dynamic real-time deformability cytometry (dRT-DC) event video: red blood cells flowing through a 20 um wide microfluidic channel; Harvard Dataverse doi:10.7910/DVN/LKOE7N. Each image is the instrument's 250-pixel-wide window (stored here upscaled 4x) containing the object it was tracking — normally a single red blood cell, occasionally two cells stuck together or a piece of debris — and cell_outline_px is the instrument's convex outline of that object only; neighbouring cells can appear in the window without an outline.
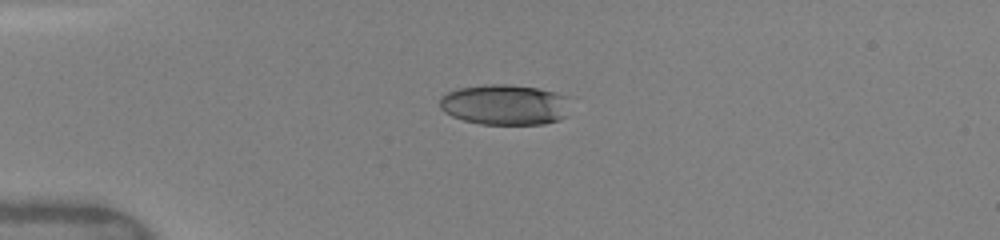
{"species": "human", "species_latin": "Homo sapiens", "temperature_condition": "warm", "stored_images_in_passage": 10, "camera_frame_rate_fps": 3000, "um_per_image_px": 0.085, "donor": {"sex": "female"}, "frame": {"image": 1, "passage_image": 4, "time_ms": 3.333, "image_size_px": [1000, 240], "cell_outline_px": [[568, 96], [564, 116], [560, 120], [544, 124], [480, 124], [464, 120], [452, 116], [444, 112], [440, 108], [440, 96], [448, 92], [460, 88], [484, 84], [512, 84], [540, 88], [556, 92]], "centroid_in_image_um": [42.89, 8.89], "position_along_channel_um": 42.1, "area_um2": 30.92}}
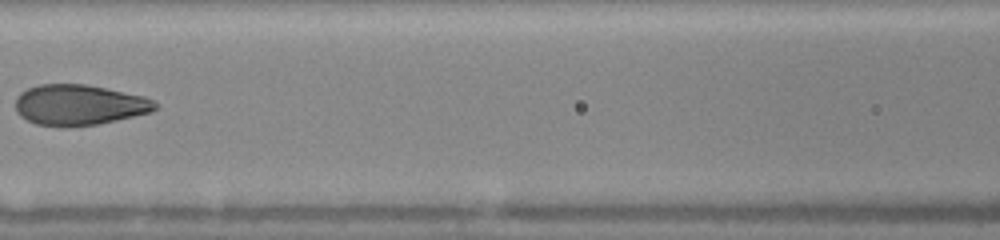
{"frame": {"image": 2, "passage_image": 7, "time_ms": 7.0, "image_size_px": [1000, 240], "cell_outline_px": [[160, 104], [152, 112], [116, 120], [96, 124], [36, 124], [20, 116], [16, 112], [16, 100], [20, 92], [28, 88], [40, 84], [84, 84], [144, 96]], "centroid_in_image_um": [6.74, 8.88], "position_along_channel_um": 159.9, "area_um2": 32.25}}
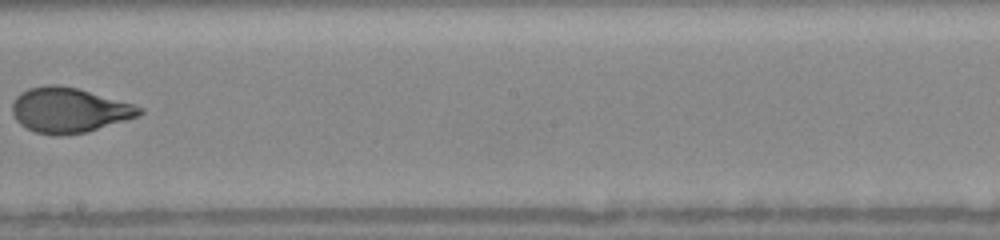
{"frame": {"image": 3, "passage_image": 9, "time_ms": 9.0, "image_size_px": [1000, 240], "cell_outline_px": [[144, 112], [140, 116], [88, 132], [56, 136], [52, 136], [36, 132], [20, 124], [16, 120], [12, 112], [12, 104], [16, 96], [20, 92], [28, 88], [48, 84], [60, 84], [76, 88], [136, 104], [144, 108]], "centroid_in_image_um": [5.9, 9.36], "position_along_channel_um": 242.3, "area_um2": 33.76}}